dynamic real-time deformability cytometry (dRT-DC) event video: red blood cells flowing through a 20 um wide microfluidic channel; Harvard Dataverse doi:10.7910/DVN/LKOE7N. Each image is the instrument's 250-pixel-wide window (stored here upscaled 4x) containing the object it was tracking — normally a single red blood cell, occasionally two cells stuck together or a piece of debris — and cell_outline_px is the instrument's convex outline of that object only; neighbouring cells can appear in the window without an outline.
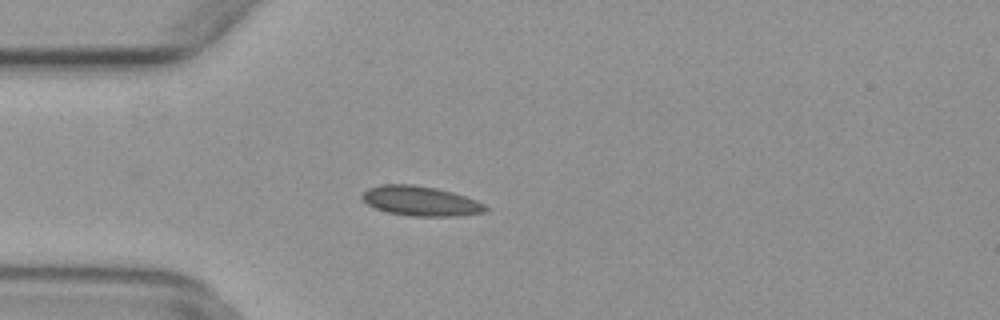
{"species": "common noctule bat (a hibernating species)", "species_latin": "Nyctalus noctula", "temperature_condition": "warm", "stored_images_in_passage": 49, "camera_frame_rate_fps": 3000, "um_per_image_px": 0.085, "animal": {"sex": "female", "body_mass_g": 29.2, "forearm_length_mm": 56.3}, "frame": {"image": 1, "passage_image": 13, "time_ms": 4.0, "image_size_px": [1000, 320], "cell_outline_px": [[488, 212], [460, 216], [412, 216], [388, 212], [376, 208], [368, 204], [360, 196], [368, 188], [380, 184], [412, 184], [436, 188], [452, 192], [476, 200], [484, 204], [488, 208]], "centroid_in_image_um": [35.77, 17.09], "position_along_channel_um": 49.2, "area_um2": 21.39}}
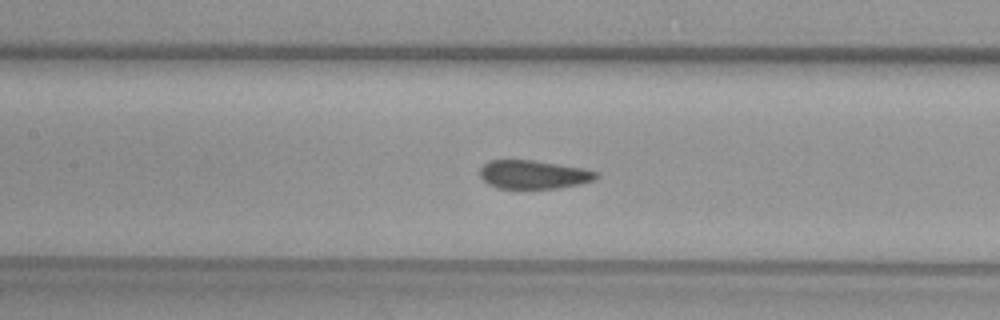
{"frame": {"image": 2, "passage_image": 22, "time_ms": 7.0, "image_size_px": [1000, 320], "cell_outline_px": [[600, 176], [596, 180], [580, 184], [556, 188], [496, 188], [488, 184], [480, 176], [480, 168], [484, 164], [492, 160], [532, 160], [584, 168], [600, 172]], "centroid_in_image_um": [45.4, 14.83], "position_along_channel_um": 162.0, "area_um2": 19.42}}
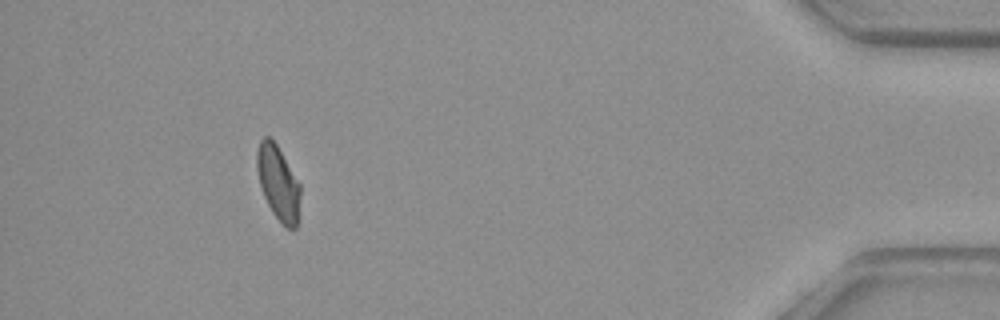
{"frame": {"image": 3, "passage_image": 45, "time_ms": 14.667, "image_size_px": [1000, 320], "cell_outline_px": [[300, 196], [296, 228], [288, 228], [272, 212], [264, 196], [260, 184], [256, 168], [256, 152], [260, 140], [264, 136], [268, 136], [276, 144], [300, 184]], "centroid_in_image_um": [23.63, 15.51], "position_along_channel_um": 411.6, "area_um2": 18.44}}